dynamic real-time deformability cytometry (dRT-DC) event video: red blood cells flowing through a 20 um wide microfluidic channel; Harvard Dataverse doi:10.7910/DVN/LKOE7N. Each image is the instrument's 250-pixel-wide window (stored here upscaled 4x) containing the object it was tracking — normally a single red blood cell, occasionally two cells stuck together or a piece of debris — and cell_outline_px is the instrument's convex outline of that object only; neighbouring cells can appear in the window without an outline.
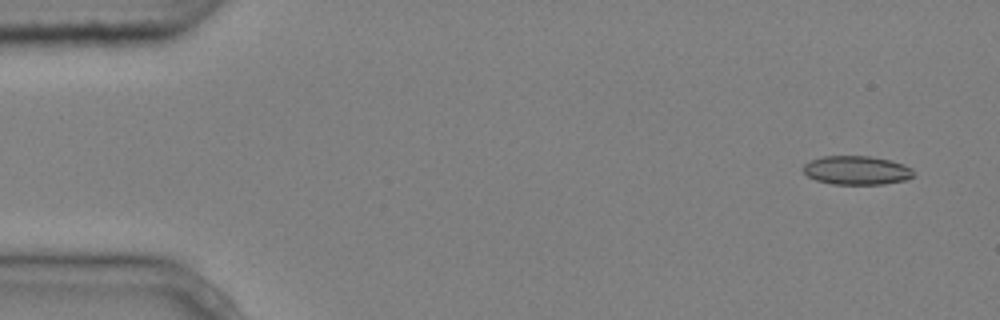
{"species": "common noctule bat (a hibernating species)", "species_latin": "Nyctalus noctula", "temperature_condition": "cold", "stored_images_in_passage": 5, "camera_frame_rate_fps": 3000, "um_per_image_px": 0.085, "animal": {"sex": "male", "body_mass_g": 20.4}, "frame": {"image": 1, "passage_image": 1, "time_ms": 0.0, "image_size_px": [1000, 320], "cell_outline_px": [[916, 176], [908, 180], [884, 184], [832, 184], [816, 180], [808, 176], [804, 172], [804, 164], [812, 160], [824, 156], [868, 156], [888, 160], [904, 164], [912, 168]], "centroid_in_image_um": [72.87, 14.48], "position_along_channel_um": 12.1, "area_um2": 18.55}}
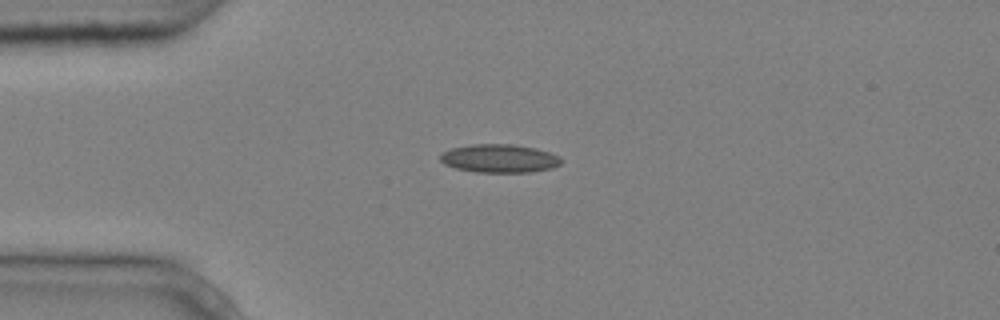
{"frame": {"image": 2, "passage_image": 4, "time_ms": 1.0, "image_size_px": [1000, 320], "cell_outline_px": [[564, 160], [560, 164], [552, 168], [528, 172], [476, 172], [456, 168], [444, 164], [440, 160], [440, 152], [452, 148], [472, 144], [512, 144], [536, 148], [560, 156]], "centroid_in_image_um": [42.45, 13.46], "position_along_channel_um": 42.6, "area_um2": 20.06}}